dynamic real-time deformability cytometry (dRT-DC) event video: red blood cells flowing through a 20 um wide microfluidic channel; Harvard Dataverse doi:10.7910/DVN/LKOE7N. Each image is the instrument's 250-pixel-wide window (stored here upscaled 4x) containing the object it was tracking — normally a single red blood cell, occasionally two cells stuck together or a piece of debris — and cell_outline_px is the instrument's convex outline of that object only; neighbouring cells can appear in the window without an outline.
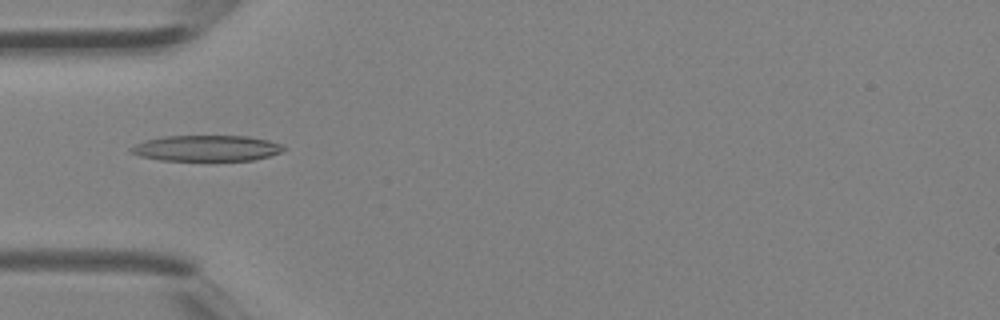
{"species": "Egyptian fruit bat (a non-hibernating species)", "species_latin": "Rousettus aegyptiacus", "temperature_condition": "room temperature", "stored_images_in_passage": 4, "camera_frame_rate_fps": 3000, "um_per_image_px": 0.085, "animal": {"sex": "female"}, "frame": {"image": 1, "passage_image": 4, "time_ms": 1.0, "image_size_px": [1000, 320], "cell_outline_px": [[288, 148], [280, 152], [268, 156], [252, 160], [160, 160], [140, 156], [128, 152], [128, 148], [144, 140], [164, 136], [248, 136], [268, 140], [284, 144]], "centroid_in_image_um": [17.55, 12.59], "position_along_channel_um": 67.5, "area_um2": 23.12}}